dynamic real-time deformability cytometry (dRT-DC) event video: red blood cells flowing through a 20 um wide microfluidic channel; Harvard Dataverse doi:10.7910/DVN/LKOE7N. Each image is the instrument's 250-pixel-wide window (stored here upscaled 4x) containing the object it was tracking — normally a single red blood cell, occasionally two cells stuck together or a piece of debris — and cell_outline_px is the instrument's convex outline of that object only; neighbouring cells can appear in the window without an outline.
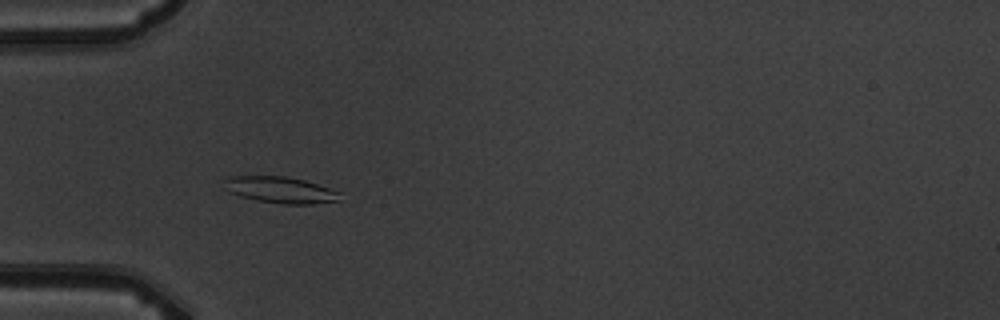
{"species": "common noctule bat (a hibernating species)", "species_latin": "Nyctalus noctula", "temperature_condition": "warm", "stored_images_in_passage": 8, "camera_frame_rate_fps": 3000, "um_per_image_px": 0.085, "animal": {"sex": "male", "body_mass_g": 19.5, "forearm_length_mm": 54.6}, "frame": {"image": 1, "passage_image": 5, "time_ms": 5.333, "image_size_px": [1000, 320], "cell_outline_px": [[340, 200], [312, 204], [284, 204], [256, 200], [240, 196], [232, 192], [224, 180], [228, 176], [284, 176], [304, 180], [340, 192]], "centroid_in_image_um": [23.87, 16.14], "position_along_channel_um": 61.1, "area_um2": 17.4}}
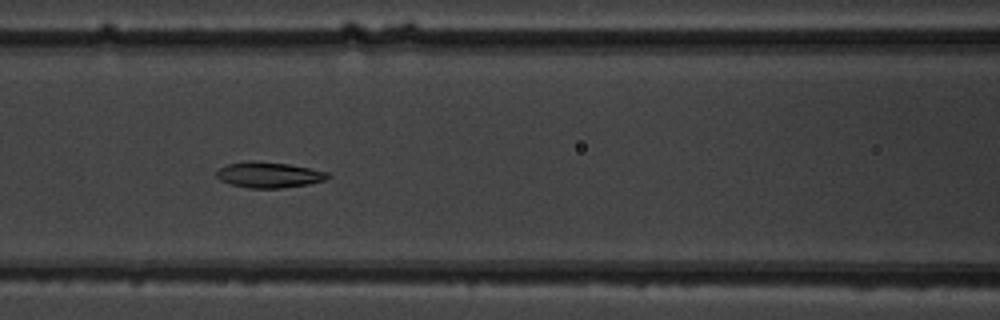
{"frame": {"image": 2, "passage_image": 7, "time_ms": 7.667, "image_size_px": [1000, 320], "cell_outline_px": [[332, 176], [324, 180], [308, 184], [280, 188], [248, 188], [232, 184], [220, 180], [216, 176], [216, 172], [220, 168], [228, 164], [248, 160], [252, 160], [288, 164], [328, 172]], "centroid_in_image_um": [22.85, 14.86], "position_along_channel_um": 143.8, "area_um2": 16.59}}
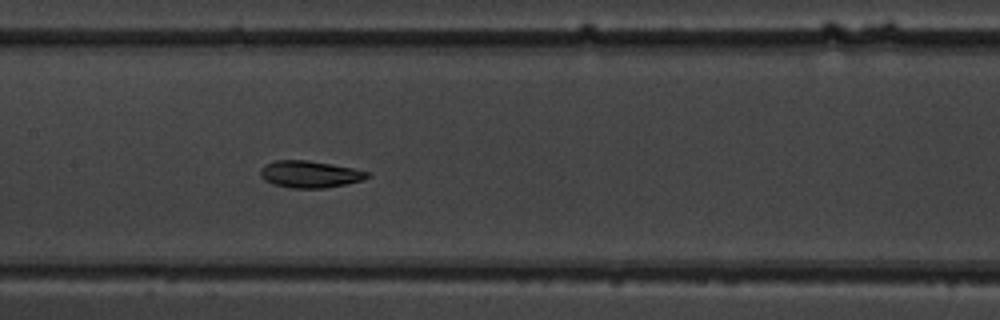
{"frame": {"image": 3, "passage_image": 8, "time_ms": 8.667, "image_size_px": [1000, 320], "cell_outline_px": [[372, 176], [364, 180], [324, 188], [292, 188], [272, 184], [264, 180], [260, 176], [260, 172], [268, 164], [276, 160], [308, 160], [332, 164], [352, 168], [368, 172]], "centroid_in_image_um": [26.36, 14.81], "position_along_channel_um": 181.0, "area_um2": 16.65}}